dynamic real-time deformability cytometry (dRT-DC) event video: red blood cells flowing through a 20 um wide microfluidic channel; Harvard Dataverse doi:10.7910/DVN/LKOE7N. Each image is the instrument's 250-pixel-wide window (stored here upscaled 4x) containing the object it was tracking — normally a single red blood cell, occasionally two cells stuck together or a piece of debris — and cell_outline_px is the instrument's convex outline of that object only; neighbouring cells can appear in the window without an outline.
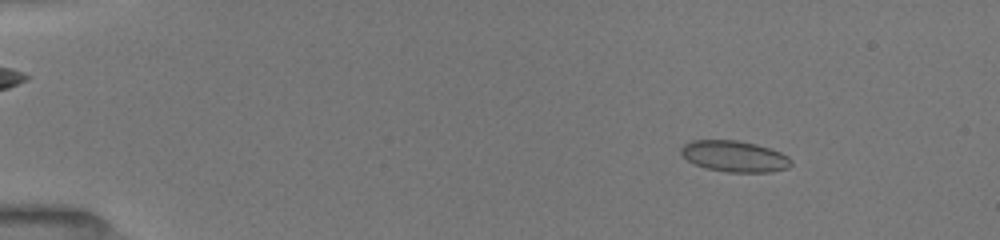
{"species": "common noctule bat (a hibernating species)", "species_latin": "Nyctalus noctula", "temperature_condition": "room temperature", "stored_images_in_passage": 9, "camera_frame_rate_fps": 3000, "um_per_image_px": 0.085, "animal": {"sex": "female", "body_mass_g": 19.5, "forearm_length_mm": 54.1}, "frame": {"image": 1, "passage_image": 3, "time_ms": 1.333, "image_size_px": [1000, 240], "cell_outline_px": [[792, 164], [788, 168], [772, 172], [728, 172], [704, 168], [688, 160], [680, 152], [680, 148], [684, 144], [692, 140], [736, 140], [756, 144], [780, 152], [788, 156], [792, 160]], "centroid_in_image_um": [62.44, 13.29], "position_along_channel_um": 22.6, "area_um2": 20.0}}
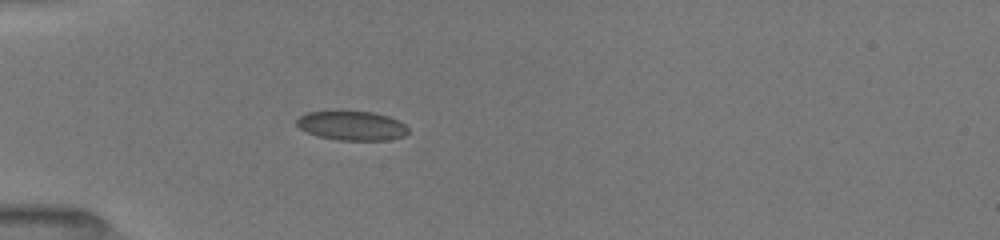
{"frame": {"image": 2, "passage_image": 7, "time_ms": 4.333, "image_size_px": [1000, 240], "cell_outline_px": [[408, 132], [404, 136], [388, 140], [336, 140], [320, 136], [308, 132], [300, 128], [296, 124], [296, 120], [300, 116], [308, 112], [336, 108], [340, 108], [372, 112], [388, 116], [404, 124], [408, 128]], "centroid_in_image_um": [29.87, 10.63], "position_along_channel_um": 55.1, "area_um2": 19.65}}
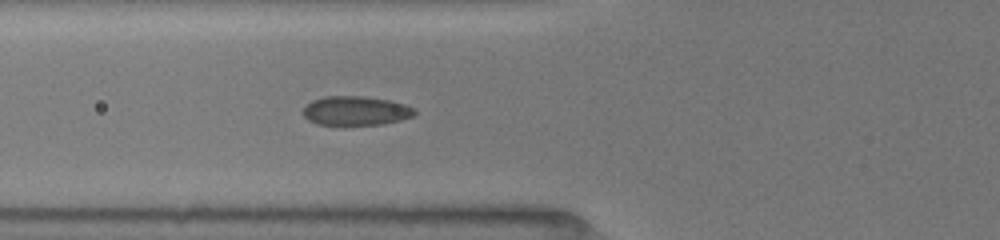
{"frame": {"image": 3, "passage_image": 9, "time_ms": 5.667, "image_size_px": [1000, 240], "cell_outline_px": [[416, 112], [412, 116], [400, 120], [384, 124], [316, 124], [308, 120], [300, 112], [312, 100], [324, 96], [364, 96], [388, 100], [404, 104], [416, 108]], "centroid_in_image_um": [30.22, 9.4], "position_along_channel_um": 95.6, "area_um2": 18.9}}